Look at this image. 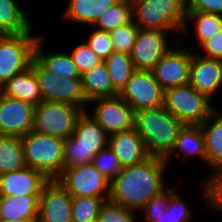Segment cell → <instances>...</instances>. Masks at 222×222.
I'll return each mask as SVG.
<instances>
[{
    "label": "cell",
    "mask_w": 222,
    "mask_h": 222,
    "mask_svg": "<svg viewBox=\"0 0 222 222\" xmlns=\"http://www.w3.org/2000/svg\"><path fill=\"white\" fill-rule=\"evenodd\" d=\"M85 111L69 103L42 101L35 106L32 131L65 140L72 135Z\"/></svg>",
    "instance_id": "cell-6"
},
{
    "label": "cell",
    "mask_w": 222,
    "mask_h": 222,
    "mask_svg": "<svg viewBox=\"0 0 222 222\" xmlns=\"http://www.w3.org/2000/svg\"><path fill=\"white\" fill-rule=\"evenodd\" d=\"M180 48L170 49L151 70L163 91L189 82L192 54Z\"/></svg>",
    "instance_id": "cell-12"
},
{
    "label": "cell",
    "mask_w": 222,
    "mask_h": 222,
    "mask_svg": "<svg viewBox=\"0 0 222 222\" xmlns=\"http://www.w3.org/2000/svg\"><path fill=\"white\" fill-rule=\"evenodd\" d=\"M186 11H201L222 15V0H186Z\"/></svg>",
    "instance_id": "cell-41"
},
{
    "label": "cell",
    "mask_w": 222,
    "mask_h": 222,
    "mask_svg": "<svg viewBox=\"0 0 222 222\" xmlns=\"http://www.w3.org/2000/svg\"><path fill=\"white\" fill-rule=\"evenodd\" d=\"M25 166L21 137L0 135V175Z\"/></svg>",
    "instance_id": "cell-27"
},
{
    "label": "cell",
    "mask_w": 222,
    "mask_h": 222,
    "mask_svg": "<svg viewBox=\"0 0 222 222\" xmlns=\"http://www.w3.org/2000/svg\"><path fill=\"white\" fill-rule=\"evenodd\" d=\"M109 198L72 197V222H97L99 211Z\"/></svg>",
    "instance_id": "cell-32"
},
{
    "label": "cell",
    "mask_w": 222,
    "mask_h": 222,
    "mask_svg": "<svg viewBox=\"0 0 222 222\" xmlns=\"http://www.w3.org/2000/svg\"><path fill=\"white\" fill-rule=\"evenodd\" d=\"M38 220H16V221H0V222H37Z\"/></svg>",
    "instance_id": "cell-44"
},
{
    "label": "cell",
    "mask_w": 222,
    "mask_h": 222,
    "mask_svg": "<svg viewBox=\"0 0 222 222\" xmlns=\"http://www.w3.org/2000/svg\"><path fill=\"white\" fill-rule=\"evenodd\" d=\"M92 164L110 183L123 169L116 154L109 146L94 156Z\"/></svg>",
    "instance_id": "cell-36"
},
{
    "label": "cell",
    "mask_w": 222,
    "mask_h": 222,
    "mask_svg": "<svg viewBox=\"0 0 222 222\" xmlns=\"http://www.w3.org/2000/svg\"><path fill=\"white\" fill-rule=\"evenodd\" d=\"M41 38L35 46V59L48 71L61 77L81 78V73L67 53L43 54Z\"/></svg>",
    "instance_id": "cell-26"
},
{
    "label": "cell",
    "mask_w": 222,
    "mask_h": 222,
    "mask_svg": "<svg viewBox=\"0 0 222 222\" xmlns=\"http://www.w3.org/2000/svg\"><path fill=\"white\" fill-rule=\"evenodd\" d=\"M139 30L140 28L132 20L130 23L110 31L114 51L130 55Z\"/></svg>",
    "instance_id": "cell-35"
},
{
    "label": "cell",
    "mask_w": 222,
    "mask_h": 222,
    "mask_svg": "<svg viewBox=\"0 0 222 222\" xmlns=\"http://www.w3.org/2000/svg\"><path fill=\"white\" fill-rule=\"evenodd\" d=\"M69 55L81 74L103 61L91 50L87 43L77 45Z\"/></svg>",
    "instance_id": "cell-38"
},
{
    "label": "cell",
    "mask_w": 222,
    "mask_h": 222,
    "mask_svg": "<svg viewBox=\"0 0 222 222\" xmlns=\"http://www.w3.org/2000/svg\"><path fill=\"white\" fill-rule=\"evenodd\" d=\"M185 124L163 106L136 111L135 128L151 157L167 159Z\"/></svg>",
    "instance_id": "cell-2"
},
{
    "label": "cell",
    "mask_w": 222,
    "mask_h": 222,
    "mask_svg": "<svg viewBox=\"0 0 222 222\" xmlns=\"http://www.w3.org/2000/svg\"><path fill=\"white\" fill-rule=\"evenodd\" d=\"M210 100L188 83L164 91L163 107L184 124L200 125L215 110Z\"/></svg>",
    "instance_id": "cell-7"
},
{
    "label": "cell",
    "mask_w": 222,
    "mask_h": 222,
    "mask_svg": "<svg viewBox=\"0 0 222 222\" xmlns=\"http://www.w3.org/2000/svg\"><path fill=\"white\" fill-rule=\"evenodd\" d=\"M125 2L128 6H130L132 9L137 6L140 3L145 2L146 0H122Z\"/></svg>",
    "instance_id": "cell-43"
},
{
    "label": "cell",
    "mask_w": 222,
    "mask_h": 222,
    "mask_svg": "<svg viewBox=\"0 0 222 222\" xmlns=\"http://www.w3.org/2000/svg\"><path fill=\"white\" fill-rule=\"evenodd\" d=\"M166 32L140 29L130 53L135 70H152L156 63L171 49Z\"/></svg>",
    "instance_id": "cell-15"
},
{
    "label": "cell",
    "mask_w": 222,
    "mask_h": 222,
    "mask_svg": "<svg viewBox=\"0 0 222 222\" xmlns=\"http://www.w3.org/2000/svg\"><path fill=\"white\" fill-rule=\"evenodd\" d=\"M213 174V175H212ZM205 199L210 201V205L218 210H222V170L211 173L210 178L204 183Z\"/></svg>",
    "instance_id": "cell-40"
},
{
    "label": "cell",
    "mask_w": 222,
    "mask_h": 222,
    "mask_svg": "<svg viewBox=\"0 0 222 222\" xmlns=\"http://www.w3.org/2000/svg\"><path fill=\"white\" fill-rule=\"evenodd\" d=\"M0 92L34 106L42 102L38 82L31 67L9 79L0 87Z\"/></svg>",
    "instance_id": "cell-21"
},
{
    "label": "cell",
    "mask_w": 222,
    "mask_h": 222,
    "mask_svg": "<svg viewBox=\"0 0 222 222\" xmlns=\"http://www.w3.org/2000/svg\"><path fill=\"white\" fill-rule=\"evenodd\" d=\"M48 181L40 171L25 166L0 175V196L40 195Z\"/></svg>",
    "instance_id": "cell-18"
},
{
    "label": "cell",
    "mask_w": 222,
    "mask_h": 222,
    "mask_svg": "<svg viewBox=\"0 0 222 222\" xmlns=\"http://www.w3.org/2000/svg\"><path fill=\"white\" fill-rule=\"evenodd\" d=\"M72 197L109 198L110 182L91 164L63 169L56 179Z\"/></svg>",
    "instance_id": "cell-9"
},
{
    "label": "cell",
    "mask_w": 222,
    "mask_h": 222,
    "mask_svg": "<svg viewBox=\"0 0 222 222\" xmlns=\"http://www.w3.org/2000/svg\"><path fill=\"white\" fill-rule=\"evenodd\" d=\"M132 14L140 29L187 31L186 0H146L135 6Z\"/></svg>",
    "instance_id": "cell-5"
},
{
    "label": "cell",
    "mask_w": 222,
    "mask_h": 222,
    "mask_svg": "<svg viewBox=\"0 0 222 222\" xmlns=\"http://www.w3.org/2000/svg\"><path fill=\"white\" fill-rule=\"evenodd\" d=\"M195 20L197 39L201 45L222 29V15L201 11H187L186 20Z\"/></svg>",
    "instance_id": "cell-31"
},
{
    "label": "cell",
    "mask_w": 222,
    "mask_h": 222,
    "mask_svg": "<svg viewBox=\"0 0 222 222\" xmlns=\"http://www.w3.org/2000/svg\"><path fill=\"white\" fill-rule=\"evenodd\" d=\"M188 83L211 99L222 85V60L192 54Z\"/></svg>",
    "instance_id": "cell-17"
},
{
    "label": "cell",
    "mask_w": 222,
    "mask_h": 222,
    "mask_svg": "<svg viewBox=\"0 0 222 222\" xmlns=\"http://www.w3.org/2000/svg\"><path fill=\"white\" fill-rule=\"evenodd\" d=\"M96 101L97 106L92 118L108 135L135 127L136 111L119 95L97 98L90 103Z\"/></svg>",
    "instance_id": "cell-11"
},
{
    "label": "cell",
    "mask_w": 222,
    "mask_h": 222,
    "mask_svg": "<svg viewBox=\"0 0 222 222\" xmlns=\"http://www.w3.org/2000/svg\"><path fill=\"white\" fill-rule=\"evenodd\" d=\"M119 96L137 111L162 107L164 91L151 70H135Z\"/></svg>",
    "instance_id": "cell-10"
},
{
    "label": "cell",
    "mask_w": 222,
    "mask_h": 222,
    "mask_svg": "<svg viewBox=\"0 0 222 222\" xmlns=\"http://www.w3.org/2000/svg\"><path fill=\"white\" fill-rule=\"evenodd\" d=\"M35 106L0 92V135L23 137L32 131Z\"/></svg>",
    "instance_id": "cell-13"
},
{
    "label": "cell",
    "mask_w": 222,
    "mask_h": 222,
    "mask_svg": "<svg viewBox=\"0 0 222 222\" xmlns=\"http://www.w3.org/2000/svg\"><path fill=\"white\" fill-rule=\"evenodd\" d=\"M27 167L43 173L49 180L57 179L64 164V139L29 132L21 137Z\"/></svg>",
    "instance_id": "cell-4"
},
{
    "label": "cell",
    "mask_w": 222,
    "mask_h": 222,
    "mask_svg": "<svg viewBox=\"0 0 222 222\" xmlns=\"http://www.w3.org/2000/svg\"><path fill=\"white\" fill-rule=\"evenodd\" d=\"M31 32L0 35V87L31 66L39 40V37H34Z\"/></svg>",
    "instance_id": "cell-8"
},
{
    "label": "cell",
    "mask_w": 222,
    "mask_h": 222,
    "mask_svg": "<svg viewBox=\"0 0 222 222\" xmlns=\"http://www.w3.org/2000/svg\"><path fill=\"white\" fill-rule=\"evenodd\" d=\"M59 81L58 102L69 103L77 107L88 102L83 91L81 78L62 77Z\"/></svg>",
    "instance_id": "cell-34"
},
{
    "label": "cell",
    "mask_w": 222,
    "mask_h": 222,
    "mask_svg": "<svg viewBox=\"0 0 222 222\" xmlns=\"http://www.w3.org/2000/svg\"><path fill=\"white\" fill-rule=\"evenodd\" d=\"M72 196L56 180H49L39 197L37 222H72Z\"/></svg>",
    "instance_id": "cell-14"
},
{
    "label": "cell",
    "mask_w": 222,
    "mask_h": 222,
    "mask_svg": "<svg viewBox=\"0 0 222 222\" xmlns=\"http://www.w3.org/2000/svg\"><path fill=\"white\" fill-rule=\"evenodd\" d=\"M108 146L123 168L141 164L150 157L135 127L109 135Z\"/></svg>",
    "instance_id": "cell-19"
},
{
    "label": "cell",
    "mask_w": 222,
    "mask_h": 222,
    "mask_svg": "<svg viewBox=\"0 0 222 222\" xmlns=\"http://www.w3.org/2000/svg\"><path fill=\"white\" fill-rule=\"evenodd\" d=\"M81 82L88 103L97 98L119 95V92L113 87L104 61L82 73Z\"/></svg>",
    "instance_id": "cell-22"
},
{
    "label": "cell",
    "mask_w": 222,
    "mask_h": 222,
    "mask_svg": "<svg viewBox=\"0 0 222 222\" xmlns=\"http://www.w3.org/2000/svg\"><path fill=\"white\" fill-rule=\"evenodd\" d=\"M166 161L149 157L143 163L124 167L110 183L109 200L129 210H142L149 200L164 189Z\"/></svg>",
    "instance_id": "cell-1"
},
{
    "label": "cell",
    "mask_w": 222,
    "mask_h": 222,
    "mask_svg": "<svg viewBox=\"0 0 222 222\" xmlns=\"http://www.w3.org/2000/svg\"><path fill=\"white\" fill-rule=\"evenodd\" d=\"M119 0H69L65 17L69 20L94 25L103 12Z\"/></svg>",
    "instance_id": "cell-24"
},
{
    "label": "cell",
    "mask_w": 222,
    "mask_h": 222,
    "mask_svg": "<svg viewBox=\"0 0 222 222\" xmlns=\"http://www.w3.org/2000/svg\"><path fill=\"white\" fill-rule=\"evenodd\" d=\"M30 67L37 79L42 101L58 102L59 79L62 77L45 69L35 58Z\"/></svg>",
    "instance_id": "cell-33"
},
{
    "label": "cell",
    "mask_w": 222,
    "mask_h": 222,
    "mask_svg": "<svg viewBox=\"0 0 222 222\" xmlns=\"http://www.w3.org/2000/svg\"><path fill=\"white\" fill-rule=\"evenodd\" d=\"M109 135L84 112L71 136L64 140L63 169L91 164L94 156L108 146Z\"/></svg>",
    "instance_id": "cell-3"
},
{
    "label": "cell",
    "mask_w": 222,
    "mask_h": 222,
    "mask_svg": "<svg viewBox=\"0 0 222 222\" xmlns=\"http://www.w3.org/2000/svg\"><path fill=\"white\" fill-rule=\"evenodd\" d=\"M87 45L103 61L114 51L109 32L99 29L90 34Z\"/></svg>",
    "instance_id": "cell-39"
},
{
    "label": "cell",
    "mask_w": 222,
    "mask_h": 222,
    "mask_svg": "<svg viewBox=\"0 0 222 222\" xmlns=\"http://www.w3.org/2000/svg\"><path fill=\"white\" fill-rule=\"evenodd\" d=\"M26 13L15 0H0V35H19L31 30Z\"/></svg>",
    "instance_id": "cell-25"
},
{
    "label": "cell",
    "mask_w": 222,
    "mask_h": 222,
    "mask_svg": "<svg viewBox=\"0 0 222 222\" xmlns=\"http://www.w3.org/2000/svg\"><path fill=\"white\" fill-rule=\"evenodd\" d=\"M97 222H135V220L132 210L108 200L100 208Z\"/></svg>",
    "instance_id": "cell-37"
},
{
    "label": "cell",
    "mask_w": 222,
    "mask_h": 222,
    "mask_svg": "<svg viewBox=\"0 0 222 222\" xmlns=\"http://www.w3.org/2000/svg\"><path fill=\"white\" fill-rule=\"evenodd\" d=\"M167 190L156 193L145 205L146 219L148 222H188L190 209L173 191L174 188Z\"/></svg>",
    "instance_id": "cell-16"
},
{
    "label": "cell",
    "mask_w": 222,
    "mask_h": 222,
    "mask_svg": "<svg viewBox=\"0 0 222 222\" xmlns=\"http://www.w3.org/2000/svg\"><path fill=\"white\" fill-rule=\"evenodd\" d=\"M215 109L212 114L202 123L205 138V150L207 163L215 170L213 173L222 170V115ZM219 116V117H218ZM214 122L210 125V121Z\"/></svg>",
    "instance_id": "cell-23"
},
{
    "label": "cell",
    "mask_w": 222,
    "mask_h": 222,
    "mask_svg": "<svg viewBox=\"0 0 222 222\" xmlns=\"http://www.w3.org/2000/svg\"><path fill=\"white\" fill-rule=\"evenodd\" d=\"M181 150L185 154H194L207 162L205 138L200 125L185 124L181 129L172 151Z\"/></svg>",
    "instance_id": "cell-29"
},
{
    "label": "cell",
    "mask_w": 222,
    "mask_h": 222,
    "mask_svg": "<svg viewBox=\"0 0 222 222\" xmlns=\"http://www.w3.org/2000/svg\"><path fill=\"white\" fill-rule=\"evenodd\" d=\"M206 58L222 60V29L202 44Z\"/></svg>",
    "instance_id": "cell-42"
},
{
    "label": "cell",
    "mask_w": 222,
    "mask_h": 222,
    "mask_svg": "<svg viewBox=\"0 0 222 222\" xmlns=\"http://www.w3.org/2000/svg\"><path fill=\"white\" fill-rule=\"evenodd\" d=\"M113 87L120 93L135 71L131 56L113 51L105 60Z\"/></svg>",
    "instance_id": "cell-28"
},
{
    "label": "cell",
    "mask_w": 222,
    "mask_h": 222,
    "mask_svg": "<svg viewBox=\"0 0 222 222\" xmlns=\"http://www.w3.org/2000/svg\"><path fill=\"white\" fill-rule=\"evenodd\" d=\"M40 195L0 196V221L38 220Z\"/></svg>",
    "instance_id": "cell-20"
},
{
    "label": "cell",
    "mask_w": 222,
    "mask_h": 222,
    "mask_svg": "<svg viewBox=\"0 0 222 222\" xmlns=\"http://www.w3.org/2000/svg\"><path fill=\"white\" fill-rule=\"evenodd\" d=\"M133 20L132 8L122 0L107 8L94 24L99 30L110 32Z\"/></svg>",
    "instance_id": "cell-30"
}]
</instances>
